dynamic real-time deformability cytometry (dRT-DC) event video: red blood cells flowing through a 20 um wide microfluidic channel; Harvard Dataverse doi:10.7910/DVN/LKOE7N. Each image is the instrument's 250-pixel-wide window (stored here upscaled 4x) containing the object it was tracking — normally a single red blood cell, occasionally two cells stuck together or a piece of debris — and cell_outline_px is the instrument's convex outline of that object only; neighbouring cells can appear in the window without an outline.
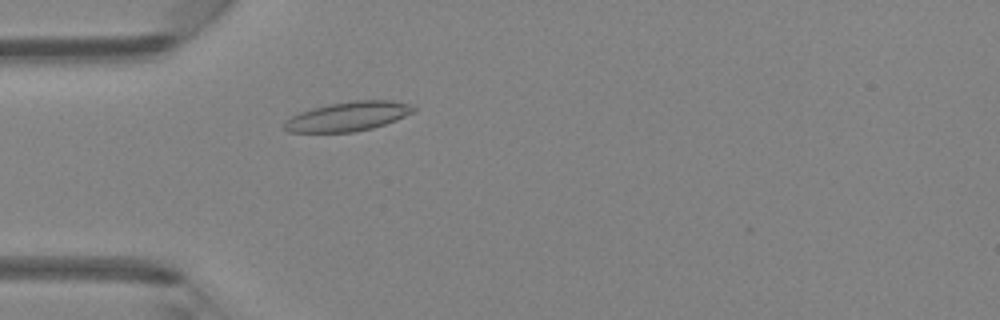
{"species": "Egyptian fruit bat (a non-hibernating species)", "species_latin": "Rousettus aegyptiacus", "temperature_condition": "room temperature", "stored_images_in_passage": 3, "camera_frame_rate_fps": 3000, "um_per_image_px": 0.085, "animal": {"sex": "female"}, "frame": {"image": 1, "passage_image": 3, "time_ms": 2.333, "image_size_px": [1000, 320], "cell_outline_px": [[416, 112], [396, 120], [372, 128], [352, 132], [288, 132], [280, 128], [284, 120], [300, 112], [312, 108], [332, 104], [356, 100], [392, 100], [408, 104], [416, 108]], "centroid_in_image_um": [29.55, 9.9], "position_along_channel_um": 55.4, "area_um2": 22.14}}